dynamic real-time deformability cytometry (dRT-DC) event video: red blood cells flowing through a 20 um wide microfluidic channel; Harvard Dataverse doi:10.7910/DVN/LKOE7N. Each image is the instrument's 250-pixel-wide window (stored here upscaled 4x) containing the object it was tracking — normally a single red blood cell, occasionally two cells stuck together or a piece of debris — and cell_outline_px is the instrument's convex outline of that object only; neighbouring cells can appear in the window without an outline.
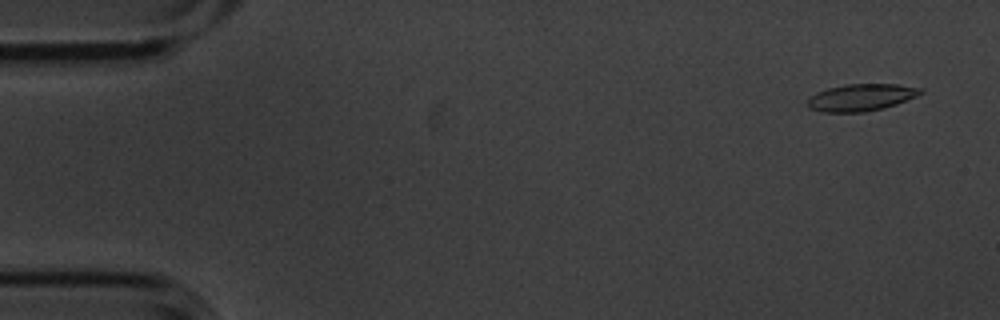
{"species": "common noctule bat (a hibernating species)", "species_latin": "Nyctalus noctula", "temperature_condition": "cold", "stored_images_in_passage": 13, "camera_frame_rate_fps": 3000, "um_per_image_px": 0.085, "animal": {"sex": "male", "body_mass_g": 20.1, "forearm_length_mm": 53.5}, "frame": {"image": 1, "passage_image": 1, "time_ms": 0.0, "image_size_px": [1000, 320], "cell_outline_px": [[924, 92], [916, 96], [896, 104], [884, 108], [864, 112], [820, 112], [808, 108], [804, 104], [804, 100], [816, 92], [828, 88], [844, 84], [896, 84], [924, 88]], "centroid_in_image_um": [73.13, 8.28], "position_along_channel_um": 11.9, "area_um2": 18.15}}
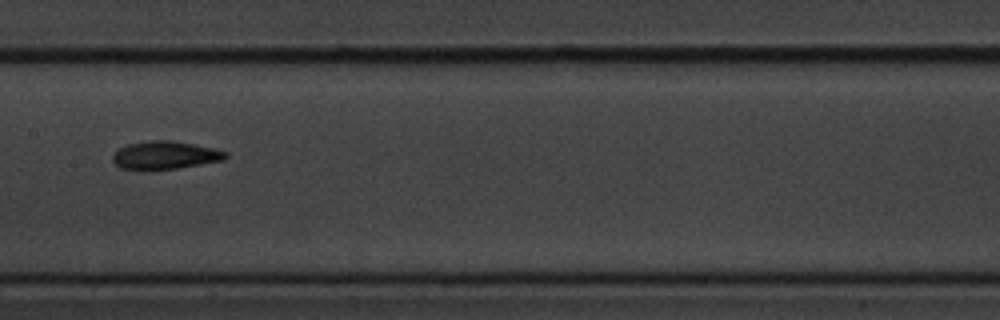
{"frame": {"image": 2, "passage_image": 7, "time_ms": 2.0, "image_size_px": [1000, 320], "cell_outline_px": [[228, 156], [224, 160], [176, 168], [120, 168], [112, 160], [112, 156], [120, 148], [128, 144], [152, 140], [172, 140], [212, 148], [228, 152]], "centroid_in_image_um": [14.06, 13.17], "position_along_channel_um": 193.3, "area_um2": 17.86}}
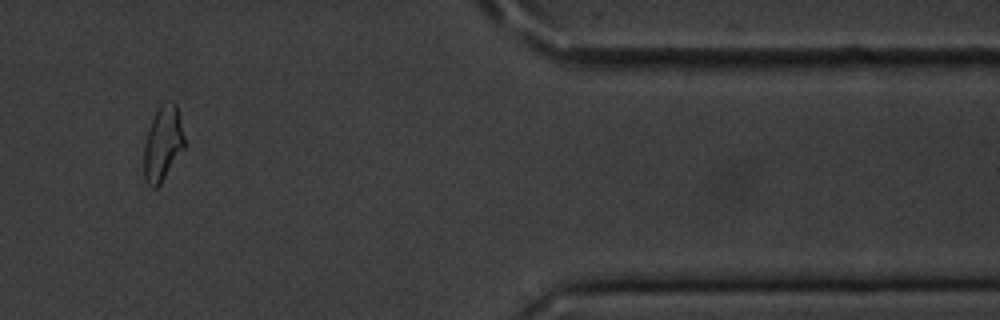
{"frame": {"image": 3, "passage_image": 12, "time_ms": 3.667, "image_size_px": [1000, 320], "cell_outline_px": [[184, 148], [160, 184], [156, 188], [152, 188], [144, 180], [144, 144], [148, 128], [160, 104], [172, 100], [176, 104], [184, 136]], "centroid_in_image_um": [13.82, 12.2], "position_along_channel_um": 397.6, "area_um2": 17.51}}